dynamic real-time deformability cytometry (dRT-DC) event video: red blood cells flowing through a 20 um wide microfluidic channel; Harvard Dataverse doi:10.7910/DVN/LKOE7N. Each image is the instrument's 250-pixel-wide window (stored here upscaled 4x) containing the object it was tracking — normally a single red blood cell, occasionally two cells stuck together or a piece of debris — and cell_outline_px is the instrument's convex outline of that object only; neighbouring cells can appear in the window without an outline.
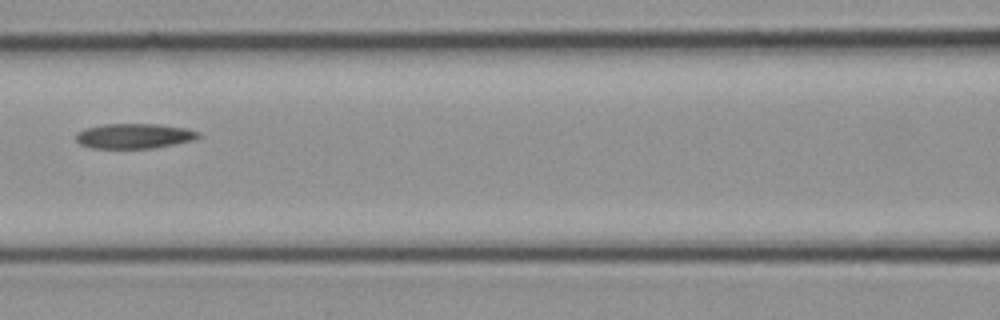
{"species": "common noctule bat (a hibernating species)", "species_latin": "Nyctalus noctula", "temperature_condition": "cold", "stored_images_in_passage": 4, "camera_frame_rate_fps": 3000, "um_per_image_px": 0.085, "animal": {"sex": "female", "body_mass_g": 21.9}, "frame": {"image": 1, "passage_image": 4, "time_ms": 1.0, "image_size_px": [1000, 320], "cell_outline_px": [[200, 136], [196, 140], [152, 148], [88, 148], [80, 144], [76, 140], [76, 132], [84, 128], [104, 124], [160, 124], [184, 128], [200, 132]], "centroid_in_image_um": [11.39, 11.56], "position_along_channel_um": 155.2, "area_um2": 17.98}}